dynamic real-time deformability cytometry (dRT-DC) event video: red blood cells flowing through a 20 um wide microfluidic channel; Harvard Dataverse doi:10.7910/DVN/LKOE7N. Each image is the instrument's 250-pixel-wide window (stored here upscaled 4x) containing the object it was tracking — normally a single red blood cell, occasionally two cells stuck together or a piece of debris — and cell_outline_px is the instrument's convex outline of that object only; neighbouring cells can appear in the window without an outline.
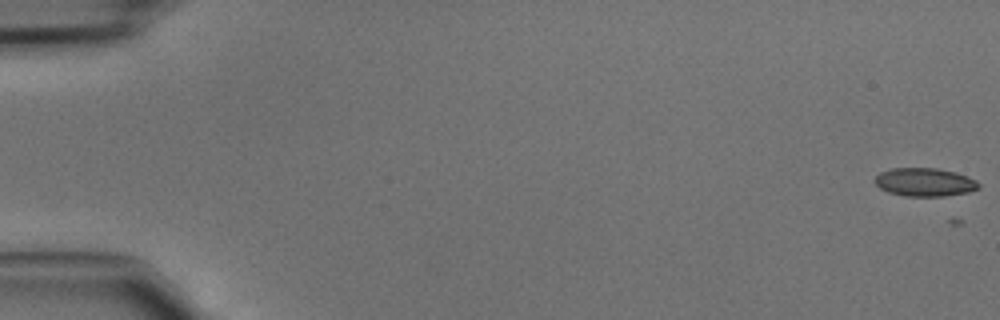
{"species": "common noctule bat (a hibernating species)", "species_latin": "Nyctalus noctula", "temperature_condition": "cold", "stored_images_in_passage": 3, "camera_frame_rate_fps": 3000, "um_per_image_px": 0.085, "animal": {"sex": "male", "body_mass_g": 15.6}, "frame": {"image": 1, "passage_image": 1, "time_ms": 0.0, "image_size_px": [1000, 320], "cell_outline_px": [[980, 188], [968, 192], [944, 196], [904, 196], [888, 192], [880, 188], [872, 180], [880, 172], [892, 168], [936, 168], [956, 172], [968, 176], [976, 180], [980, 184]], "centroid_in_image_um": [78.6, 15.48], "position_along_channel_um": 6.4, "area_um2": 17.28}}